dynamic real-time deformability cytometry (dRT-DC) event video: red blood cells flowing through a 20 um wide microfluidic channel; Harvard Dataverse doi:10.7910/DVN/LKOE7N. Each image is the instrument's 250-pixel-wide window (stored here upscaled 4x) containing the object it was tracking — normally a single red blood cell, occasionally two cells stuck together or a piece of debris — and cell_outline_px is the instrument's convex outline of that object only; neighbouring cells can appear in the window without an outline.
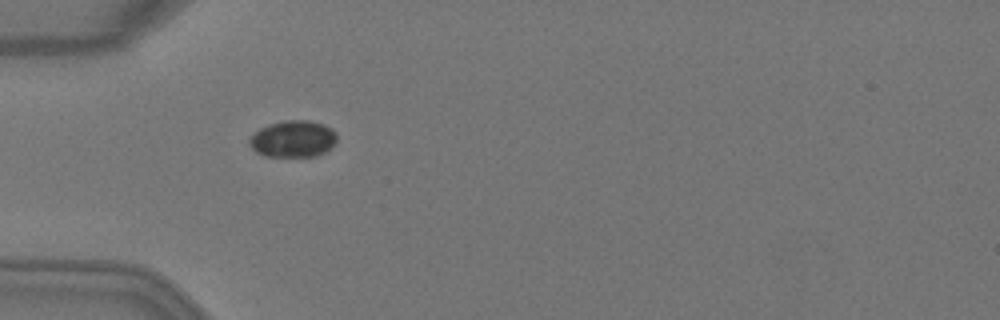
{"species": "Egyptian fruit bat (a non-hibernating species)", "species_latin": "Rousettus aegyptiacus", "temperature_condition": "warm", "stored_images_in_passage": 4, "camera_frame_rate_fps": 3000, "um_per_image_px": 0.085, "animal": {"sex": "female"}, "frame": {"image": 1, "passage_image": 3, "time_ms": 0.667, "image_size_px": [1000, 320], "cell_outline_px": [[336, 140], [324, 152], [316, 156], [268, 156], [256, 152], [248, 144], [248, 140], [260, 128], [268, 124], [284, 120], [308, 120], [324, 124], [332, 128], [336, 132]], "centroid_in_image_um": [24.9, 11.79], "position_along_channel_um": 60.1, "area_um2": 18.61}}
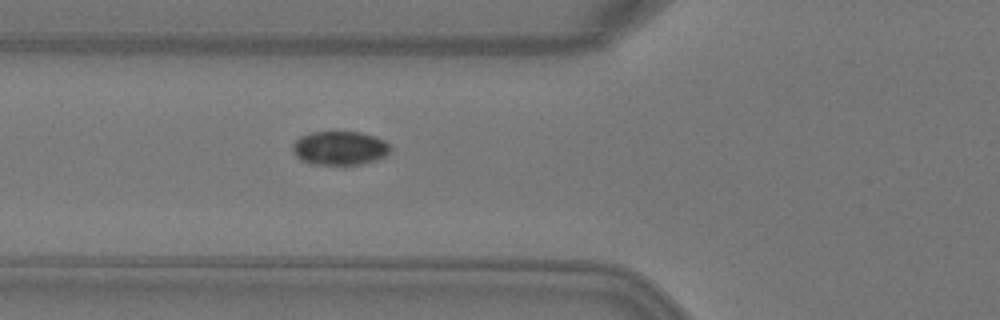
{"frame": {"image": 2, "passage_image": 4, "time_ms": 1.0, "image_size_px": [1000, 320], "cell_outline_px": [[388, 152], [384, 156], [376, 160], [360, 164], [308, 164], [300, 160], [296, 156], [292, 148], [292, 144], [300, 136], [312, 132], [360, 132], [384, 140], [388, 144]], "centroid_in_image_um": [28.82, 12.59], "position_along_channel_um": 97.0, "area_um2": 19.07}}